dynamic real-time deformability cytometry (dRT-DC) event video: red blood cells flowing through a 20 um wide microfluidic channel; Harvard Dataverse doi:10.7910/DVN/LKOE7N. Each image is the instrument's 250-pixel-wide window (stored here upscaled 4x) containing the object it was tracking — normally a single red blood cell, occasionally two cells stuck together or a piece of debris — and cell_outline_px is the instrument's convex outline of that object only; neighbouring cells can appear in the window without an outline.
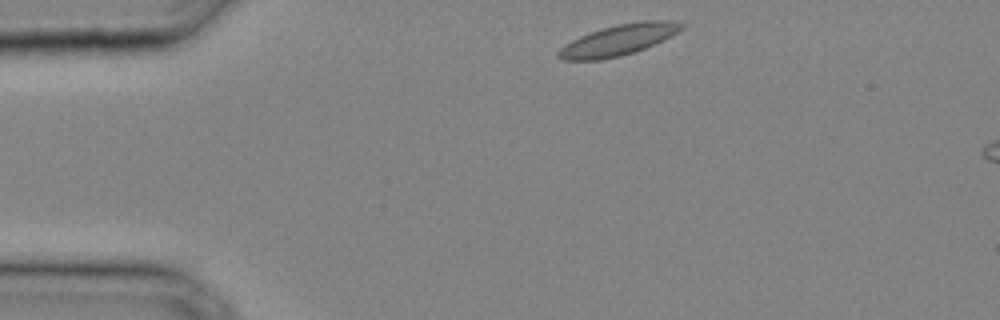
{"species": "common noctule bat (a hibernating species)", "species_latin": "Nyctalus noctula", "temperature_condition": "cold", "stored_images_in_passage": 5, "camera_frame_rate_fps": 3000, "um_per_image_px": 0.085, "animal": {"sex": "male", "body_mass_g": 20.4}, "frame": {"image": 1, "passage_image": 1, "time_ms": 0.0, "image_size_px": [1000, 320], "cell_outline_px": [[684, 28], [664, 40], [644, 48], [620, 56], [600, 60], [560, 60], [556, 56], [556, 52], [564, 44], [580, 36], [616, 24], [640, 20], [672, 20], [684, 24]], "centroid_in_image_um": [52.56, 3.39], "position_along_channel_um": 32.4, "area_um2": 22.14}}